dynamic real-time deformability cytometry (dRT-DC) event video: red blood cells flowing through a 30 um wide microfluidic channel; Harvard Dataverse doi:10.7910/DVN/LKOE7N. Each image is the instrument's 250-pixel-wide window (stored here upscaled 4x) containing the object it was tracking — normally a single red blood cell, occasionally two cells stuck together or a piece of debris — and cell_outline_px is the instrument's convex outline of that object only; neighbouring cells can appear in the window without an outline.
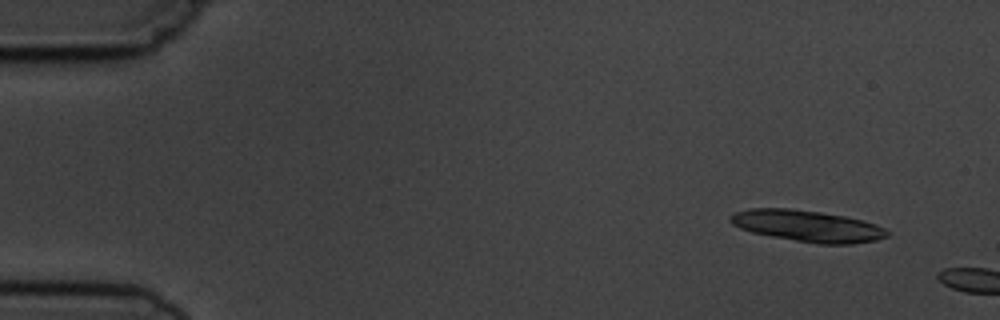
{"species": "common noctule bat (a hibernating species)", "species_latin": "Nyctalus noctula", "temperature_condition": "cold", "stored_images_in_passage": 2, "camera_frame_rate_fps": 3000, "um_per_image_px": 0.085, "animal": {"sex": "male", "body_mass_g": 19.5, "forearm_length_mm": 54.6}, "frame": {"image": 1, "passage_image": 1, "time_ms": 0.0, "image_size_px": [1000, 320], "cell_outline_px": [[892, 232], [888, 236], [876, 240], [852, 244], [816, 244], [772, 236], [752, 232], [740, 228], [732, 224], [728, 220], [728, 216], [736, 212], [752, 208], [792, 208], [820, 212], [844, 216], [864, 220], [876, 224]], "centroid_in_image_um": [68.65, 19.21], "position_along_channel_um": 16.3, "area_um2": 28.9}}